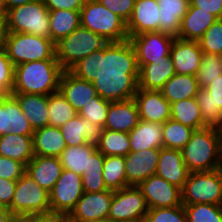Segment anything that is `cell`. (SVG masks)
<instances>
[{"label":"cell","instance_id":"cell-24","mask_svg":"<svg viewBox=\"0 0 222 222\" xmlns=\"http://www.w3.org/2000/svg\"><path fill=\"white\" fill-rule=\"evenodd\" d=\"M135 100L110 102L104 129L129 133L139 122Z\"/></svg>","mask_w":222,"mask_h":222},{"label":"cell","instance_id":"cell-3","mask_svg":"<svg viewBox=\"0 0 222 222\" xmlns=\"http://www.w3.org/2000/svg\"><path fill=\"white\" fill-rule=\"evenodd\" d=\"M181 152L190 173L221 168L222 131L212 128L194 130Z\"/></svg>","mask_w":222,"mask_h":222},{"label":"cell","instance_id":"cell-38","mask_svg":"<svg viewBox=\"0 0 222 222\" xmlns=\"http://www.w3.org/2000/svg\"><path fill=\"white\" fill-rule=\"evenodd\" d=\"M103 180L106 188L112 191L128 186L124 156H104Z\"/></svg>","mask_w":222,"mask_h":222},{"label":"cell","instance_id":"cell-50","mask_svg":"<svg viewBox=\"0 0 222 222\" xmlns=\"http://www.w3.org/2000/svg\"><path fill=\"white\" fill-rule=\"evenodd\" d=\"M48 10L80 11L85 0H43Z\"/></svg>","mask_w":222,"mask_h":222},{"label":"cell","instance_id":"cell-37","mask_svg":"<svg viewBox=\"0 0 222 222\" xmlns=\"http://www.w3.org/2000/svg\"><path fill=\"white\" fill-rule=\"evenodd\" d=\"M97 150L104 156H126L130 152V140L127 132L103 129Z\"/></svg>","mask_w":222,"mask_h":222},{"label":"cell","instance_id":"cell-19","mask_svg":"<svg viewBox=\"0 0 222 222\" xmlns=\"http://www.w3.org/2000/svg\"><path fill=\"white\" fill-rule=\"evenodd\" d=\"M33 128L12 95L0 97V136L8 133L33 135Z\"/></svg>","mask_w":222,"mask_h":222},{"label":"cell","instance_id":"cell-5","mask_svg":"<svg viewBox=\"0 0 222 222\" xmlns=\"http://www.w3.org/2000/svg\"><path fill=\"white\" fill-rule=\"evenodd\" d=\"M4 49L14 66L33 61L57 60L55 43L50 38L28 33H7Z\"/></svg>","mask_w":222,"mask_h":222},{"label":"cell","instance_id":"cell-21","mask_svg":"<svg viewBox=\"0 0 222 222\" xmlns=\"http://www.w3.org/2000/svg\"><path fill=\"white\" fill-rule=\"evenodd\" d=\"M66 146H78L86 143L97 144L103 132V126L91 123L78 114L59 127Z\"/></svg>","mask_w":222,"mask_h":222},{"label":"cell","instance_id":"cell-13","mask_svg":"<svg viewBox=\"0 0 222 222\" xmlns=\"http://www.w3.org/2000/svg\"><path fill=\"white\" fill-rule=\"evenodd\" d=\"M137 187L145 197L148 209L182 205L181 189L156 174L142 181Z\"/></svg>","mask_w":222,"mask_h":222},{"label":"cell","instance_id":"cell-57","mask_svg":"<svg viewBox=\"0 0 222 222\" xmlns=\"http://www.w3.org/2000/svg\"><path fill=\"white\" fill-rule=\"evenodd\" d=\"M6 222H24V217L22 216H12L9 220Z\"/></svg>","mask_w":222,"mask_h":222},{"label":"cell","instance_id":"cell-23","mask_svg":"<svg viewBox=\"0 0 222 222\" xmlns=\"http://www.w3.org/2000/svg\"><path fill=\"white\" fill-rule=\"evenodd\" d=\"M58 91L78 112L83 105L97 97L98 93L91 82L80 79L70 71H63Z\"/></svg>","mask_w":222,"mask_h":222},{"label":"cell","instance_id":"cell-47","mask_svg":"<svg viewBox=\"0 0 222 222\" xmlns=\"http://www.w3.org/2000/svg\"><path fill=\"white\" fill-rule=\"evenodd\" d=\"M15 66L7 56L5 49L0 50V97L12 93Z\"/></svg>","mask_w":222,"mask_h":222},{"label":"cell","instance_id":"cell-10","mask_svg":"<svg viewBox=\"0 0 222 222\" xmlns=\"http://www.w3.org/2000/svg\"><path fill=\"white\" fill-rule=\"evenodd\" d=\"M147 212L145 197L137 186L113 191L108 218L115 222H143Z\"/></svg>","mask_w":222,"mask_h":222},{"label":"cell","instance_id":"cell-8","mask_svg":"<svg viewBox=\"0 0 222 222\" xmlns=\"http://www.w3.org/2000/svg\"><path fill=\"white\" fill-rule=\"evenodd\" d=\"M181 193L183 205H222V167L214 171L190 173Z\"/></svg>","mask_w":222,"mask_h":222},{"label":"cell","instance_id":"cell-28","mask_svg":"<svg viewBox=\"0 0 222 222\" xmlns=\"http://www.w3.org/2000/svg\"><path fill=\"white\" fill-rule=\"evenodd\" d=\"M216 20L218 18L207 11L199 10L198 7H189L182 18L178 37L198 42Z\"/></svg>","mask_w":222,"mask_h":222},{"label":"cell","instance_id":"cell-39","mask_svg":"<svg viewBox=\"0 0 222 222\" xmlns=\"http://www.w3.org/2000/svg\"><path fill=\"white\" fill-rule=\"evenodd\" d=\"M104 155L97 149L89 157L88 170L81 175L84 192L108 190L103 180Z\"/></svg>","mask_w":222,"mask_h":222},{"label":"cell","instance_id":"cell-14","mask_svg":"<svg viewBox=\"0 0 222 222\" xmlns=\"http://www.w3.org/2000/svg\"><path fill=\"white\" fill-rule=\"evenodd\" d=\"M112 198L113 191L109 189L100 192H84L68 218L71 222H89L108 218Z\"/></svg>","mask_w":222,"mask_h":222},{"label":"cell","instance_id":"cell-54","mask_svg":"<svg viewBox=\"0 0 222 222\" xmlns=\"http://www.w3.org/2000/svg\"><path fill=\"white\" fill-rule=\"evenodd\" d=\"M34 1H37V0H2V5H3V8L6 12L8 9H11V8H14L17 6H21L26 3H30V2H34Z\"/></svg>","mask_w":222,"mask_h":222},{"label":"cell","instance_id":"cell-22","mask_svg":"<svg viewBox=\"0 0 222 222\" xmlns=\"http://www.w3.org/2000/svg\"><path fill=\"white\" fill-rule=\"evenodd\" d=\"M155 174L182 190L190 171L184 164L180 150L160 148Z\"/></svg>","mask_w":222,"mask_h":222},{"label":"cell","instance_id":"cell-52","mask_svg":"<svg viewBox=\"0 0 222 222\" xmlns=\"http://www.w3.org/2000/svg\"><path fill=\"white\" fill-rule=\"evenodd\" d=\"M17 181L0 177V205L9 207L16 189Z\"/></svg>","mask_w":222,"mask_h":222},{"label":"cell","instance_id":"cell-1","mask_svg":"<svg viewBox=\"0 0 222 222\" xmlns=\"http://www.w3.org/2000/svg\"><path fill=\"white\" fill-rule=\"evenodd\" d=\"M76 77L91 82L98 95L110 102L132 99L138 88L139 68L130 40L109 42L70 70Z\"/></svg>","mask_w":222,"mask_h":222},{"label":"cell","instance_id":"cell-44","mask_svg":"<svg viewBox=\"0 0 222 222\" xmlns=\"http://www.w3.org/2000/svg\"><path fill=\"white\" fill-rule=\"evenodd\" d=\"M110 101L101 98L99 95L93 97L92 101L83 105L78 111V115L88 119L91 123L104 127L106 122Z\"/></svg>","mask_w":222,"mask_h":222},{"label":"cell","instance_id":"cell-34","mask_svg":"<svg viewBox=\"0 0 222 222\" xmlns=\"http://www.w3.org/2000/svg\"><path fill=\"white\" fill-rule=\"evenodd\" d=\"M50 39L56 44L81 25L80 11L49 10Z\"/></svg>","mask_w":222,"mask_h":222},{"label":"cell","instance_id":"cell-33","mask_svg":"<svg viewBox=\"0 0 222 222\" xmlns=\"http://www.w3.org/2000/svg\"><path fill=\"white\" fill-rule=\"evenodd\" d=\"M195 75L175 74L160 90L163 97L171 104L183 99L196 97L199 90Z\"/></svg>","mask_w":222,"mask_h":222},{"label":"cell","instance_id":"cell-48","mask_svg":"<svg viewBox=\"0 0 222 222\" xmlns=\"http://www.w3.org/2000/svg\"><path fill=\"white\" fill-rule=\"evenodd\" d=\"M26 173V166L11 158L0 156V177L17 181Z\"/></svg>","mask_w":222,"mask_h":222},{"label":"cell","instance_id":"cell-35","mask_svg":"<svg viewBox=\"0 0 222 222\" xmlns=\"http://www.w3.org/2000/svg\"><path fill=\"white\" fill-rule=\"evenodd\" d=\"M97 149L92 143L78 146H67L60 154L59 159L63 169L73 171L80 176L88 170L89 157Z\"/></svg>","mask_w":222,"mask_h":222},{"label":"cell","instance_id":"cell-29","mask_svg":"<svg viewBox=\"0 0 222 222\" xmlns=\"http://www.w3.org/2000/svg\"><path fill=\"white\" fill-rule=\"evenodd\" d=\"M33 151L37 156L59 157L67 147L59 127L44 126L32 135Z\"/></svg>","mask_w":222,"mask_h":222},{"label":"cell","instance_id":"cell-6","mask_svg":"<svg viewBox=\"0 0 222 222\" xmlns=\"http://www.w3.org/2000/svg\"><path fill=\"white\" fill-rule=\"evenodd\" d=\"M108 43L99 34L80 25L55 44L56 59L64 71H69L80 60Z\"/></svg>","mask_w":222,"mask_h":222},{"label":"cell","instance_id":"cell-32","mask_svg":"<svg viewBox=\"0 0 222 222\" xmlns=\"http://www.w3.org/2000/svg\"><path fill=\"white\" fill-rule=\"evenodd\" d=\"M0 156L19 161L26 166L34 156L32 135L8 133L0 136Z\"/></svg>","mask_w":222,"mask_h":222},{"label":"cell","instance_id":"cell-7","mask_svg":"<svg viewBox=\"0 0 222 222\" xmlns=\"http://www.w3.org/2000/svg\"><path fill=\"white\" fill-rule=\"evenodd\" d=\"M5 17L8 33H28L50 38L49 10L43 0L8 9Z\"/></svg>","mask_w":222,"mask_h":222},{"label":"cell","instance_id":"cell-55","mask_svg":"<svg viewBox=\"0 0 222 222\" xmlns=\"http://www.w3.org/2000/svg\"><path fill=\"white\" fill-rule=\"evenodd\" d=\"M7 33L6 17H0V50L4 49Z\"/></svg>","mask_w":222,"mask_h":222},{"label":"cell","instance_id":"cell-56","mask_svg":"<svg viewBox=\"0 0 222 222\" xmlns=\"http://www.w3.org/2000/svg\"><path fill=\"white\" fill-rule=\"evenodd\" d=\"M13 215L11 214L8 207L0 205V222H6L9 220Z\"/></svg>","mask_w":222,"mask_h":222},{"label":"cell","instance_id":"cell-9","mask_svg":"<svg viewBox=\"0 0 222 222\" xmlns=\"http://www.w3.org/2000/svg\"><path fill=\"white\" fill-rule=\"evenodd\" d=\"M8 208L12 215L22 217L51 212L49 192L25 173L17 180L11 205Z\"/></svg>","mask_w":222,"mask_h":222},{"label":"cell","instance_id":"cell-30","mask_svg":"<svg viewBox=\"0 0 222 222\" xmlns=\"http://www.w3.org/2000/svg\"><path fill=\"white\" fill-rule=\"evenodd\" d=\"M12 95L18 101L33 130L48 125V95L26 93Z\"/></svg>","mask_w":222,"mask_h":222},{"label":"cell","instance_id":"cell-40","mask_svg":"<svg viewBox=\"0 0 222 222\" xmlns=\"http://www.w3.org/2000/svg\"><path fill=\"white\" fill-rule=\"evenodd\" d=\"M77 114L78 112L59 91L48 95V125L61 127Z\"/></svg>","mask_w":222,"mask_h":222},{"label":"cell","instance_id":"cell-43","mask_svg":"<svg viewBox=\"0 0 222 222\" xmlns=\"http://www.w3.org/2000/svg\"><path fill=\"white\" fill-rule=\"evenodd\" d=\"M187 222H222V206L214 204L184 205Z\"/></svg>","mask_w":222,"mask_h":222},{"label":"cell","instance_id":"cell-25","mask_svg":"<svg viewBox=\"0 0 222 222\" xmlns=\"http://www.w3.org/2000/svg\"><path fill=\"white\" fill-rule=\"evenodd\" d=\"M62 170L59 157L34 155L26 165V173L48 192L52 190Z\"/></svg>","mask_w":222,"mask_h":222},{"label":"cell","instance_id":"cell-46","mask_svg":"<svg viewBox=\"0 0 222 222\" xmlns=\"http://www.w3.org/2000/svg\"><path fill=\"white\" fill-rule=\"evenodd\" d=\"M144 222H187L184 205L148 209Z\"/></svg>","mask_w":222,"mask_h":222},{"label":"cell","instance_id":"cell-17","mask_svg":"<svg viewBox=\"0 0 222 222\" xmlns=\"http://www.w3.org/2000/svg\"><path fill=\"white\" fill-rule=\"evenodd\" d=\"M139 119L146 122L164 123L170 119V103L161 91L138 89L133 97Z\"/></svg>","mask_w":222,"mask_h":222},{"label":"cell","instance_id":"cell-27","mask_svg":"<svg viewBox=\"0 0 222 222\" xmlns=\"http://www.w3.org/2000/svg\"><path fill=\"white\" fill-rule=\"evenodd\" d=\"M128 134L130 151L163 148V123L139 120L138 124Z\"/></svg>","mask_w":222,"mask_h":222},{"label":"cell","instance_id":"cell-4","mask_svg":"<svg viewBox=\"0 0 222 222\" xmlns=\"http://www.w3.org/2000/svg\"><path fill=\"white\" fill-rule=\"evenodd\" d=\"M81 26L99 34L108 42L129 39L126 22L97 0H85L80 10Z\"/></svg>","mask_w":222,"mask_h":222},{"label":"cell","instance_id":"cell-2","mask_svg":"<svg viewBox=\"0 0 222 222\" xmlns=\"http://www.w3.org/2000/svg\"><path fill=\"white\" fill-rule=\"evenodd\" d=\"M63 68L57 60H41L15 66L11 94L49 95L58 92Z\"/></svg>","mask_w":222,"mask_h":222},{"label":"cell","instance_id":"cell-11","mask_svg":"<svg viewBox=\"0 0 222 222\" xmlns=\"http://www.w3.org/2000/svg\"><path fill=\"white\" fill-rule=\"evenodd\" d=\"M83 193L81 176L73 171L63 169L52 190L49 192L51 212L69 215Z\"/></svg>","mask_w":222,"mask_h":222},{"label":"cell","instance_id":"cell-31","mask_svg":"<svg viewBox=\"0 0 222 222\" xmlns=\"http://www.w3.org/2000/svg\"><path fill=\"white\" fill-rule=\"evenodd\" d=\"M160 7V32L178 37L182 18L190 0H157Z\"/></svg>","mask_w":222,"mask_h":222},{"label":"cell","instance_id":"cell-18","mask_svg":"<svg viewBox=\"0 0 222 222\" xmlns=\"http://www.w3.org/2000/svg\"><path fill=\"white\" fill-rule=\"evenodd\" d=\"M203 52L199 42L175 37L170 58L176 74L197 75L201 66Z\"/></svg>","mask_w":222,"mask_h":222},{"label":"cell","instance_id":"cell-26","mask_svg":"<svg viewBox=\"0 0 222 222\" xmlns=\"http://www.w3.org/2000/svg\"><path fill=\"white\" fill-rule=\"evenodd\" d=\"M175 74L170 56L143 65L139 69L138 89L160 91L164 84Z\"/></svg>","mask_w":222,"mask_h":222},{"label":"cell","instance_id":"cell-12","mask_svg":"<svg viewBox=\"0 0 222 222\" xmlns=\"http://www.w3.org/2000/svg\"><path fill=\"white\" fill-rule=\"evenodd\" d=\"M175 37L160 31L144 32L129 38L132 43L138 68L170 56Z\"/></svg>","mask_w":222,"mask_h":222},{"label":"cell","instance_id":"cell-20","mask_svg":"<svg viewBox=\"0 0 222 222\" xmlns=\"http://www.w3.org/2000/svg\"><path fill=\"white\" fill-rule=\"evenodd\" d=\"M157 0H136L126 23L129 38L144 32L160 31V10Z\"/></svg>","mask_w":222,"mask_h":222},{"label":"cell","instance_id":"cell-45","mask_svg":"<svg viewBox=\"0 0 222 222\" xmlns=\"http://www.w3.org/2000/svg\"><path fill=\"white\" fill-rule=\"evenodd\" d=\"M198 42L203 53L222 55V19L216 20Z\"/></svg>","mask_w":222,"mask_h":222},{"label":"cell","instance_id":"cell-59","mask_svg":"<svg viewBox=\"0 0 222 222\" xmlns=\"http://www.w3.org/2000/svg\"><path fill=\"white\" fill-rule=\"evenodd\" d=\"M0 17H5V10L2 5V0H0Z\"/></svg>","mask_w":222,"mask_h":222},{"label":"cell","instance_id":"cell-53","mask_svg":"<svg viewBox=\"0 0 222 222\" xmlns=\"http://www.w3.org/2000/svg\"><path fill=\"white\" fill-rule=\"evenodd\" d=\"M68 215L58 212L33 214L24 217V222H67Z\"/></svg>","mask_w":222,"mask_h":222},{"label":"cell","instance_id":"cell-58","mask_svg":"<svg viewBox=\"0 0 222 222\" xmlns=\"http://www.w3.org/2000/svg\"><path fill=\"white\" fill-rule=\"evenodd\" d=\"M89 222H115V221L112 220L111 218H103V219H99V220H95V221H89Z\"/></svg>","mask_w":222,"mask_h":222},{"label":"cell","instance_id":"cell-16","mask_svg":"<svg viewBox=\"0 0 222 222\" xmlns=\"http://www.w3.org/2000/svg\"><path fill=\"white\" fill-rule=\"evenodd\" d=\"M160 149L130 151L125 158V172L128 186H138L142 181L155 175Z\"/></svg>","mask_w":222,"mask_h":222},{"label":"cell","instance_id":"cell-42","mask_svg":"<svg viewBox=\"0 0 222 222\" xmlns=\"http://www.w3.org/2000/svg\"><path fill=\"white\" fill-rule=\"evenodd\" d=\"M222 75V61L218 54L203 53L201 66L197 72L200 88H205Z\"/></svg>","mask_w":222,"mask_h":222},{"label":"cell","instance_id":"cell-41","mask_svg":"<svg viewBox=\"0 0 222 222\" xmlns=\"http://www.w3.org/2000/svg\"><path fill=\"white\" fill-rule=\"evenodd\" d=\"M193 132V128L185 126L171 118L168 119L163 123V148L181 151L190 140Z\"/></svg>","mask_w":222,"mask_h":222},{"label":"cell","instance_id":"cell-15","mask_svg":"<svg viewBox=\"0 0 222 222\" xmlns=\"http://www.w3.org/2000/svg\"><path fill=\"white\" fill-rule=\"evenodd\" d=\"M202 116V128L222 131V75L196 95Z\"/></svg>","mask_w":222,"mask_h":222},{"label":"cell","instance_id":"cell-36","mask_svg":"<svg viewBox=\"0 0 222 222\" xmlns=\"http://www.w3.org/2000/svg\"><path fill=\"white\" fill-rule=\"evenodd\" d=\"M170 118L194 130L202 129V116L196 97L171 103Z\"/></svg>","mask_w":222,"mask_h":222},{"label":"cell","instance_id":"cell-49","mask_svg":"<svg viewBox=\"0 0 222 222\" xmlns=\"http://www.w3.org/2000/svg\"><path fill=\"white\" fill-rule=\"evenodd\" d=\"M105 8L118 15L126 23L131 17L136 0H97Z\"/></svg>","mask_w":222,"mask_h":222},{"label":"cell","instance_id":"cell-51","mask_svg":"<svg viewBox=\"0 0 222 222\" xmlns=\"http://www.w3.org/2000/svg\"><path fill=\"white\" fill-rule=\"evenodd\" d=\"M189 7H198L222 19V0H190Z\"/></svg>","mask_w":222,"mask_h":222}]
</instances>
